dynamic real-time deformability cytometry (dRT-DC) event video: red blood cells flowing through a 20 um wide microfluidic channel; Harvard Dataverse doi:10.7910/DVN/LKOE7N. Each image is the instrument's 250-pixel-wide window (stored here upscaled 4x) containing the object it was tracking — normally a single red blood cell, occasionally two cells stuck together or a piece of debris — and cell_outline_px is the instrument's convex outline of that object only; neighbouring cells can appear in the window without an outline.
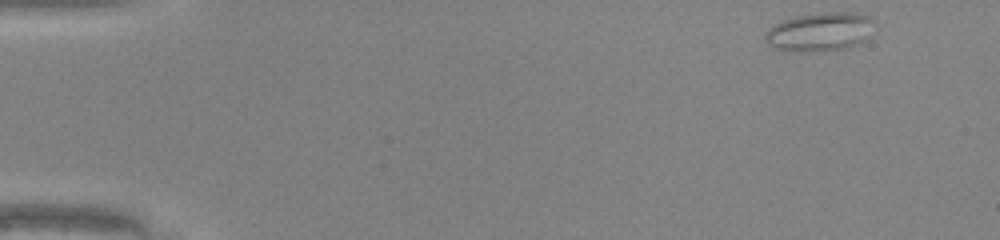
{"species": "common noctule bat (a hibernating species)", "species_latin": "Nyctalus noctula", "temperature_condition": "warm", "stored_images_in_passage": 46, "camera_frame_rate_fps": 3000, "um_per_image_px": 0.085, "animal": {"sex": "male", "body_mass_g": 20.0, "forearm_length_mm": 53.3}, "frame": {"image": 1, "passage_image": 1, "time_ms": 0.0, "image_size_px": [1000, 240], "cell_outline_px": [[876, 24], [864, 40], [856, 44], [844, 48], [812, 52], [804, 52], [776, 48], [768, 44], [764, 40], [764, 32], [768, 28], [784, 20], [796, 16], [828, 12], [852, 12], [872, 16], [876, 20]], "centroid_in_image_um": [69.71, 2.69], "position_along_channel_um": 15.3, "area_um2": 24.68}}
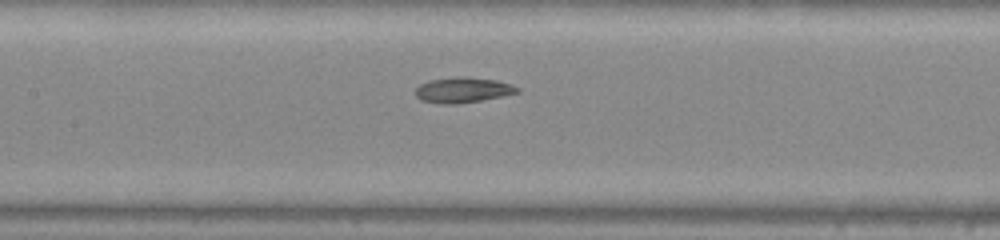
{"frame": {"image": 2, "passage_image": 21, "time_ms": 6.667, "image_size_px": [1000, 240], "cell_outline_px": [[520, 92], [480, 100], [456, 104], [444, 104], [420, 100], [416, 96], [416, 88], [420, 84], [432, 80], [456, 76], [464, 76], [496, 80], [512, 84], [520, 88]], "centroid_in_image_um": [39.35, 7.64], "position_along_channel_um": 168.0, "area_um2": 14.97}}
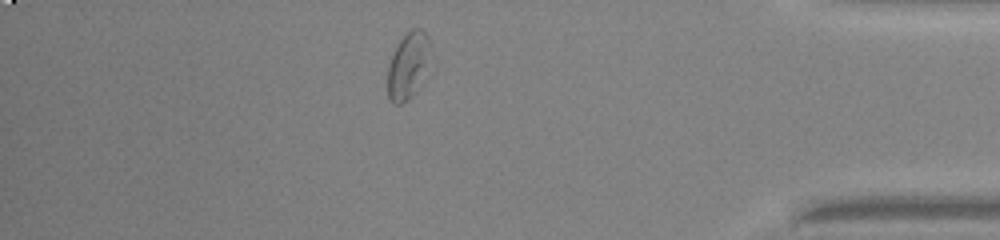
{"frame": {"image": 3, "passage_image": 40, "time_ms": 13.0, "image_size_px": [1000, 240], "cell_outline_px": [[428, 44], [424, 64], [416, 92], [408, 100], [400, 104], [392, 104], [388, 96], [388, 64], [396, 44], [412, 28], [420, 28], [428, 36]], "centroid_in_image_um": [34.58, 5.59], "position_along_channel_um": 400.6, "area_um2": 15.66}, "authors_computed_cell_mechanics": {"area_um2": 15.6927, "velocity_mm_per_s": 4.2004, "shape_relaxation_time_tau1_ms": null, "shape_relaxation_time_tau2_ms": 2.9686, "deformation_change_tau1": null, "deformation_change_tau2": 0.096}}